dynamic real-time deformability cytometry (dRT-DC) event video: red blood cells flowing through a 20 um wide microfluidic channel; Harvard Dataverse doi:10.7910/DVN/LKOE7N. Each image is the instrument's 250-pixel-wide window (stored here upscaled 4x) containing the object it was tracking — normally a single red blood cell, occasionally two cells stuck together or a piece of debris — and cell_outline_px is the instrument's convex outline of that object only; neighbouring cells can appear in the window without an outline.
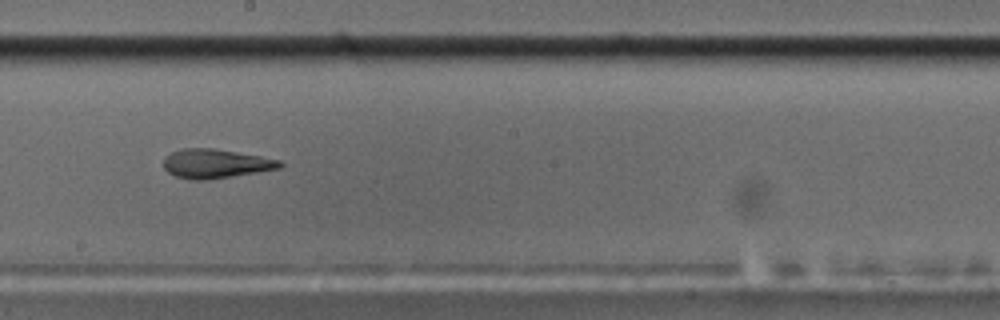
{"species": "common noctule bat (a hibernating species)", "species_latin": "Nyctalus noctula", "temperature_condition": "cold", "stored_images_in_passage": 43, "camera_frame_rate_fps": 3000, "um_per_image_px": 0.085, "animal": {"sex": "male", "body_mass_g": 17.5, "forearm_length_mm": 52.3}, "frame": {"image": 1, "passage_image": 19, "time_ms": 6.0, "image_size_px": [1000, 320], "cell_outline_px": [[284, 164], [280, 168], [232, 176], [204, 180], [192, 180], [176, 176], [168, 172], [164, 168], [164, 156], [180, 148], [212, 148], [260, 156], [280, 160]], "centroid_in_image_um": [18.3, 13.9], "position_along_channel_um": 229.9, "area_um2": 19.59}}
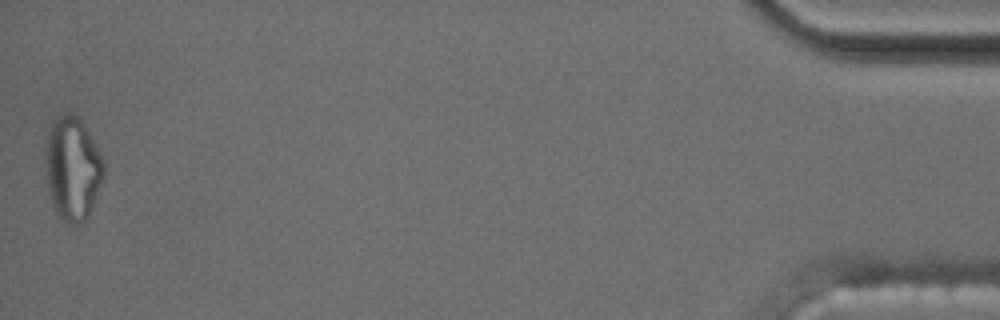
{"frame": {"image": 2, "passage_image": 43, "time_ms": 14.0, "image_size_px": [1000, 320], "cell_outline_px": [[104, 176], [92, 204], [84, 220], [76, 224], [68, 224], [60, 216], [52, 200], [48, 184], [44, 156], [48, 132], [52, 120], [56, 116], [68, 112], [72, 112], [80, 116], [100, 152], [104, 160]], "centroid_in_image_um": [6.16, 14.21], "position_along_channel_um": 429.0, "area_um2": 34.91}, "authors_computed_cell_mechanics": {"area_um2": 20.1722, "velocity_mm_per_s": 3.6245, "shape_relaxation_time_tau1_ms": null, "shape_relaxation_time_tau2_ms": 3.0704, "deformation_change_tau1": null, "deformation_change_tau2": 0.1235}}